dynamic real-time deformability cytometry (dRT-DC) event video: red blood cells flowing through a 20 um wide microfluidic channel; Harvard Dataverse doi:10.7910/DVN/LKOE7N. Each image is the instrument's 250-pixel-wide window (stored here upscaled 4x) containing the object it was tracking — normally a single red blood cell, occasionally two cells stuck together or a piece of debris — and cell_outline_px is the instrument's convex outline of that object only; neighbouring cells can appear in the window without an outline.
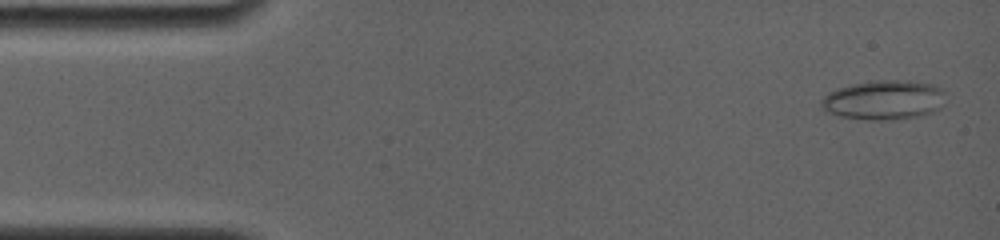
{"species": "common noctule bat (a hibernating species)", "species_latin": "Nyctalus noctula", "temperature_condition": "room temperature", "stored_images_in_passage": 39, "camera_frame_rate_fps": 4000, "um_per_image_px": 0.085, "animal": {"sex": "female", "body_mass_g": 19.0, "forearm_length_mm": 56.7}, "frame": {"image": 1, "passage_image": 1, "time_ms": 0.0, "image_size_px": [1000, 240], "cell_outline_px": [[940, 92], [936, 108], [932, 112], [924, 116], [896, 120], [868, 120], [840, 116], [832, 112], [820, 104], [820, 100], [828, 92], [836, 88], [852, 84], [872, 80], [904, 80], [932, 84], [940, 88]], "centroid_in_image_um": [75.04, 8.5], "position_along_channel_um": 10.0, "area_um2": 28.03}}
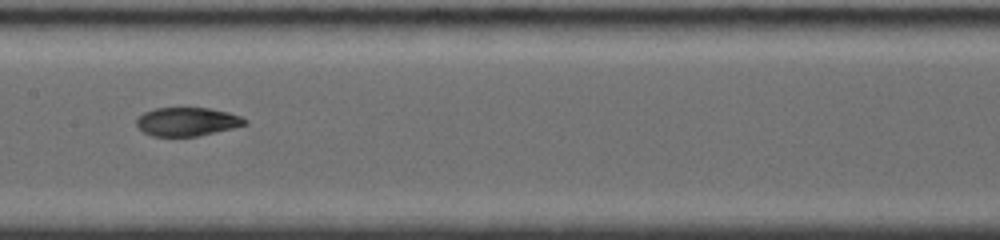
{"frame": {"image": 2, "passage_image": 18, "time_ms": 7.5, "image_size_px": [1000, 240], "cell_outline_px": [[248, 124], [216, 132], [196, 136], [152, 136], [144, 132], [136, 124], [136, 120], [144, 112], [156, 108], [208, 108], [228, 112], [240, 116], [248, 120]], "centroid_in_image_um": [15.93, 10.34], "position_along_channel_um": 191.5, "area_um2": 17.92}}
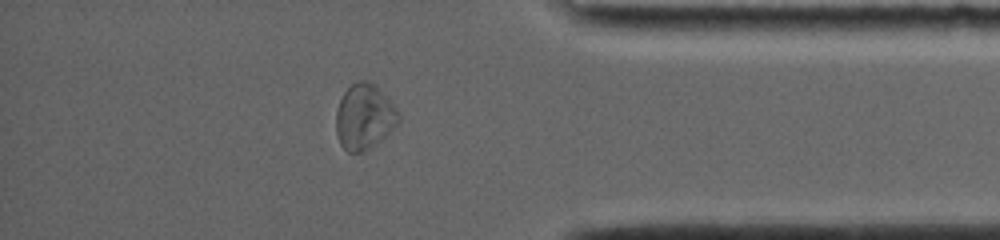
{"frame": {"image": 3, "passage_image": 33, "time_ms": 13.25, "image_size_px": [1000, 240], "cell_outline_px": [[400, 120], [380, 140], [368, 148], [360, 152], [348, 152], [340, 144], [336, 132], [336, 112], [340, 100], [344, 92], [356, 80], [364, 80], [376, 84], [396, 108], [400, 116]], "centroid_in_image_um": [30.95, 9.9], "position_along_channel_um": 404.3, "area_um2": 23.52}, "authors_computed_cell_mechanics": {"area_um2": 19.4208, "velocity_mm_per_s": 3.8705, "shape_relaxation_time_tau1_ms": null, "shape_relaxation_time_tau2_ms": 3.2106, "deformation_change_tau1": null, "deformation_change_tau2": 0.0767}}